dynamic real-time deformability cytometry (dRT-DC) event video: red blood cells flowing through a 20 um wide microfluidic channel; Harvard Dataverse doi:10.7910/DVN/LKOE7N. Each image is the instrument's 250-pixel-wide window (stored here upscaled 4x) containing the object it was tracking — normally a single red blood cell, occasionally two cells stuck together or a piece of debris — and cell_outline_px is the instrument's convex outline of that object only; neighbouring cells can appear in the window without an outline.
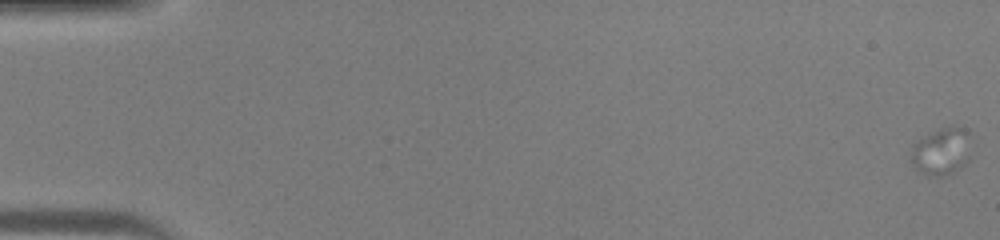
{"species": "human", "species_latin": "Homo sapiens", "temperature_condition": "warm", "stored_images_in_passage": 21, "camera_frame_rate_fps": 3000, "um_per_image_px": 0.085, "donor": {"sex": "male"}, "frame": {"image": 1, "passage_image": 1, "time_ms": 0.0, "image_size_px": [1000, 240], "cell_outline_px": [[968, 160], [964, 164], [940, 176], [936, 176], [920, 172], [908, 160], [912, 144], [924, 136], [948, 124], [952, 124], [968, 128]], "centroid_in_image_um": [79.97, 12.8], "position_along_channel_um": 5.0, "area_um2": 16.53}}